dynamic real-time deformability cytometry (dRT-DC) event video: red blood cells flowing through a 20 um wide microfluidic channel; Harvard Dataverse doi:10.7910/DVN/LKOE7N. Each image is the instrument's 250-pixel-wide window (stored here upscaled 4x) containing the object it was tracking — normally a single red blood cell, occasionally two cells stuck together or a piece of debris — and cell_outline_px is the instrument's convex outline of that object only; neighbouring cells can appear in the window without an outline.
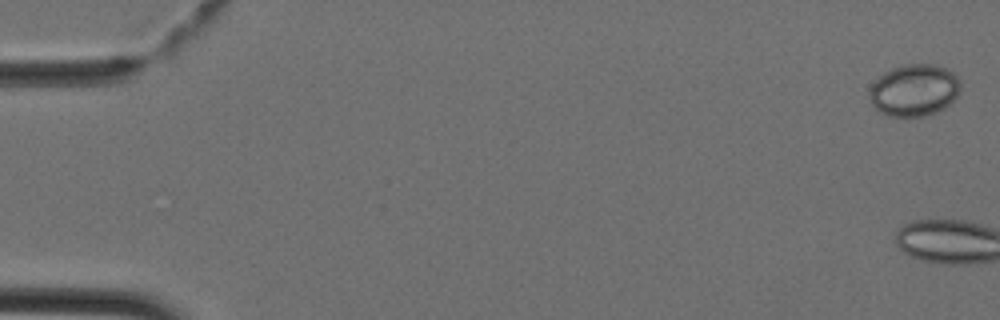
{"species": "Egyptian fruit bat (a non-hibernating species)", "species_latin": "Rousettus aegyptiacus", "temperature_condition": "cold", "stored_images_in_passage": 3, "camera_frame_rate_fps": 3000, "um_per_image_px": 0.085, "animal": {"sex": "female"}, "frame": {"image": 1, "passage_image": 1, "time_ms": 0.0, "image_size_px": [1000, 320], "cell_outline_px": [[960, 88], [956, 96], [944, 108], [936, 112], [924, 116], [888, 116], [880, 112], [872, 104], [868, 96], [868, 92], [872, 84], [884, 72], [892, 68], [904, 64], [932, 64], [948, 68], [960, 80]], "centroid_in_image_um": [77.69, 7.66], "position_along_channel_um": 7.3, "area_um2": 27.57}}